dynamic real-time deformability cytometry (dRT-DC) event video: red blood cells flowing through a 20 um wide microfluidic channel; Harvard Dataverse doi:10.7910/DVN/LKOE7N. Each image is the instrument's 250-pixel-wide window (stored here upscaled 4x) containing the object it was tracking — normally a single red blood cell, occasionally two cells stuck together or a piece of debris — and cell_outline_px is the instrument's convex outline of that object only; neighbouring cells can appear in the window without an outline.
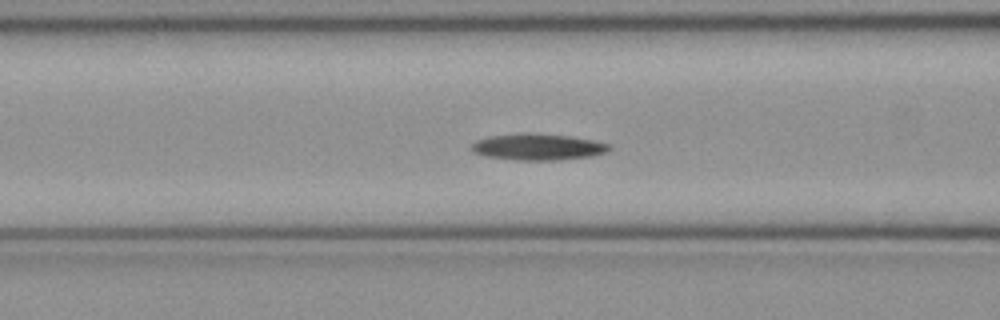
{"species": "common noctule bat (a hibernating species)", "species_latin": "Nyctalus noctula", "temperature_condition": "cold", "stored_images_in_passage": 52, "camera_frame_rate_fps": 3000, "um_per_image_px": 0.085, "animal": {"sex": "female", "body_mass_g": 21.9}, "frame": {"image": 1, "passage_image": 21, "time_ms": 6.667, "image_size_px": [1000, 320], "cell_outline_px": [[612, 148], [608, 152], [592, 156], [560, 160], [516, 160], [484, 156], [472, 152], [472, 144], [476, 140], [488, 136], [520, 132], [528, 132], [572, 136], [592, 140], [608, 144]], "centroid_in_image_um": [45.71, 12.48], "position_along_channel_um": 120.9, "area_um2": 21.56}}
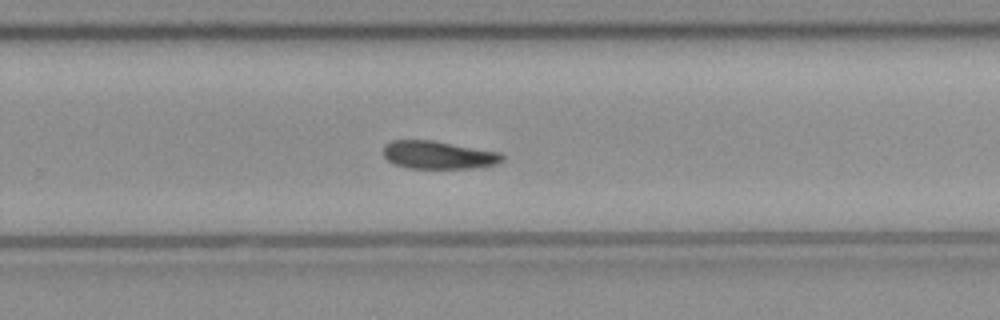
{"frame": {"image": 2, "passage_image": 34, "time_ms": 11.0, "image_size_px": [1000, 320], "cell_outline_px": [[504, 160], [496, 164], [472, 168], [404, 168], [392, 164], [384, 156], [384, 144], [392, 140], [432, 140], [500, 152], [504, 156]], "centroid_in_image_um": [37.24, 13.17], "position_along_channel_um": 292.6, "area_um2": 19.48}}
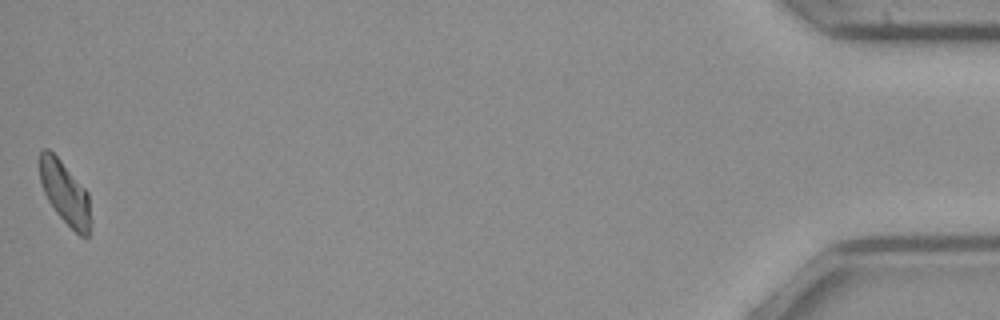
{"frame": {"image": 3, "passage_image": 52, "time_ms": 17.0, "image_size_px": [1000, 320], "cell_outline_px": [[92, 220], [88, 236], [80, 236], [56, 212], [48, 200], [44, 192], [40, 180], [40, 152], [44, 148], [48, 148], [60, 160], [88, 192]], "centroid_in_image_um": [5.55, 16.41], "position_along_channel_um": 429.7, "area_um2": 18.5}, "authors_computed_cell_mechanics": {"area_um2": 19.941, "velocity_mm_per_s": 3.974, "shape_relaxation_time_tau1_ms": 11.1357, "shape_relaxation_time_tau2_ms": null, "deformation_change_tau1": 0.181, "deformation_change_tau2": null}}